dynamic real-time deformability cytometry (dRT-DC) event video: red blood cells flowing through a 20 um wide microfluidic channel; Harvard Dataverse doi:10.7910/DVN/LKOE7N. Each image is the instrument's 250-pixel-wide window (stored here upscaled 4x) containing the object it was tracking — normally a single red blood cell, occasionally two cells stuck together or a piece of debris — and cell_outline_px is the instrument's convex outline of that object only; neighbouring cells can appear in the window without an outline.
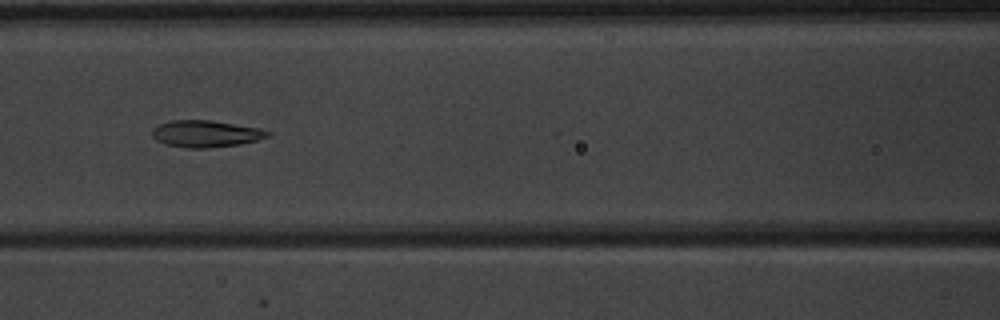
{"species": "common noctule bat (a hibernating species)", "species_latin": "Nyctalus noctula", "temperature_condition": "warm", "stored_images_in_passage": 5, "camera_frame_rate_fps": 3000, "um_per_image_px": 0.085, "animal": {"sex": "male", "body_mass_g": 20.1, "forearm_length_mm": 53.5}, "frame": {"image": 1, "passage_image": 5, "time_ms": 4.667, "image_size_px": [1000, 320], "cell_outline_px": [[272, 132], [268, 136], [256, 140], [240, 144], [204, 148], [184, 148], [164, 144], [156, 140], [152, 136], [152, 128], [160, 124], [172, 120], [212, 120], [260, 128]], "centroid_in_image_um": [17.47, 11.37], "position_along_channel_um": 149.1, "area_um2": 18.09}}